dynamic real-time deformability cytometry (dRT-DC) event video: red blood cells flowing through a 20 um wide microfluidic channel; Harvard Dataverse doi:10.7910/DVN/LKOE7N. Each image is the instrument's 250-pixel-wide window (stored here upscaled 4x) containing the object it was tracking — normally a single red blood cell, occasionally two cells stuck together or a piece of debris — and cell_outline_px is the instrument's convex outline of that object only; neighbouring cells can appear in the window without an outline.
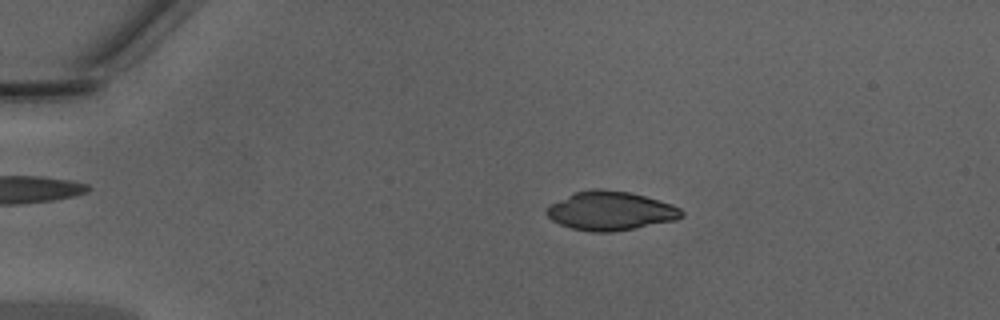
{"species": "Egyptian fruit bat (a non-hibernating species)", "species_latin": "Rousettus aegyptiacus", "temperature_condition": "warm", "stored_images_in_passage": 48, "camera_frame_rate_fps": 3000, "um_per_image_px": 0.085, "animal": {"sex": "male"}, "frame": {"image": 1, "passage_image": 10, "time_ms": 3.0, "image_size_px": [1000, 320], "cell_outline_px": [[684, 216], [676, 220], [636, 228], [612, 232], [592, 232], [572, 228], [560, 224], [552, 220], [544, 212], [544, 208], [548, 204], [572, 192], [596, 188], [600, 188], [628, 192], [644, 196], [672, 204], [680, 208], [684, 212]], "centroid_in_image_um": [51.85, 17.92], "position_along_channel_um": 33.2, "area_um2": 30.92}}
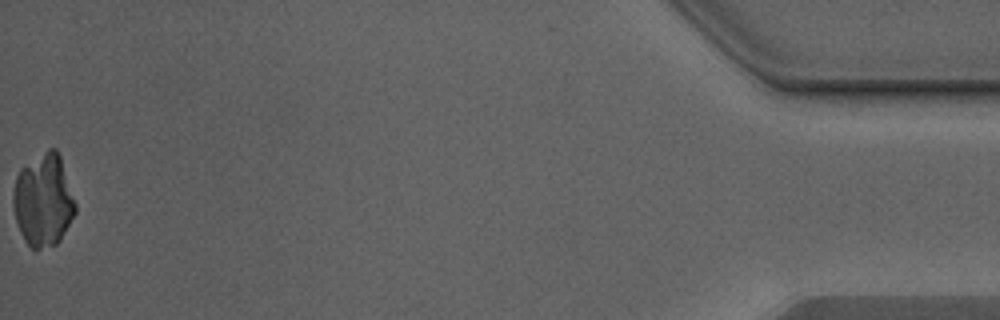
{"frame": {"image": 2, "passage_image": 48, "time_ms": 15.667, "image_size_px": [1000, 320], "cell_outline_px": [[76, 212], [60, 240], [56, 244], [40, 248], [32, 248], [24, 240], [20, 232], [16, 220], [12, 204], [12, 196], [16, 176], [20, 168], [48, 148], [56, 148], [60, 156], [76, 204]], "centroid_in_image_um": [3.67, 17.01], "position_along_channel_um": 431.5, "area_um2": 33.41}}